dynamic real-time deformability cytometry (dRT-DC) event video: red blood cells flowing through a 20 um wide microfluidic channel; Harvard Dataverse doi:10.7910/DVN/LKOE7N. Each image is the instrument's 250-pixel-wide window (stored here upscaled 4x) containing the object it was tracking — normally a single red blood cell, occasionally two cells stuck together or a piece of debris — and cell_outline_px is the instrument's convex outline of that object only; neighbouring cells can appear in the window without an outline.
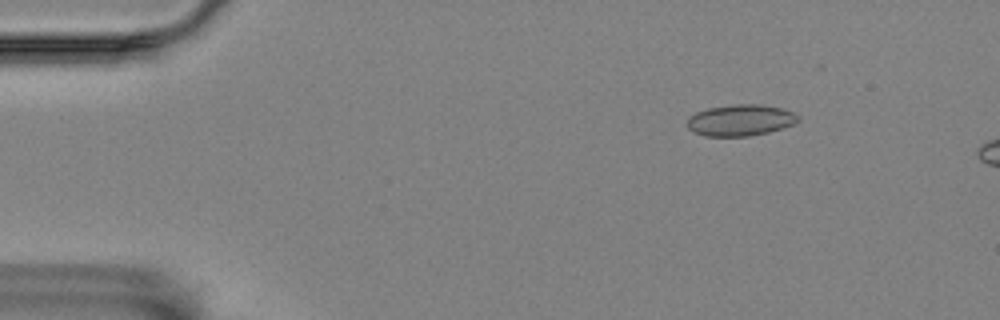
{"species": "Egyptian fruit bat (a non-hibernating species)", "species_latin": "Rousettus aegyptiacus", "temperature_condition": "room temperature", "stored_images_in_passage": 3, "camera_frame_rate_fps": 3000, "um_per_image_px": 0.085, "animal": {"sex": "female"}, "frame": {"image": 1, "passage_image": 1, "time_ms": 0.0, "image_size_px": [1000, 320], "cell_outline_px": [[800, 120], [784, 128], [768, 132], [748, 136], [704, 136], [688, 128], [688, 116], [696, 112], [708, 108], [736, 104], [760, 104], [780, 108], [792, 112], [800, 116]], "centroid_in_image_um": [62.95, 10.21], "position_along_channel_um": 22.1, "area_um2": 20.17}}